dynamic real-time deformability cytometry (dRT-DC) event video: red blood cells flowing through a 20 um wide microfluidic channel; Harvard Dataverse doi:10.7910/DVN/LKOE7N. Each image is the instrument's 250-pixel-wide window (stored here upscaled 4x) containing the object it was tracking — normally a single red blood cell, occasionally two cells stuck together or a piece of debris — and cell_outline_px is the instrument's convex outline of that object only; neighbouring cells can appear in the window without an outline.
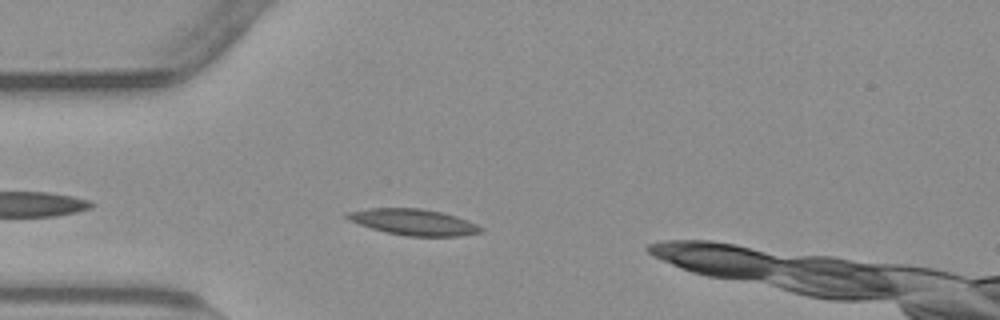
{"species": "common noctule bat (a hibernating species)", "species_latin": "Nyctalus noctula", "temperature_condition": "warm", "stored_images_in_passage": 45, "camera_frame_rate_fps": 3000, "um_per_image_px": 0.085, "animal": {"sex": "male", "body_mass_g": 23.1, "forearm_length_mm": 52.7}, "frame": {"image": 1, "passage_image": 4, "time_ms": 1.0, "image_size_px": [1000, 320], "cell_outline_px": [[484, 228], [480, 232], [456, 236], [404, 236], [372, 228], [360, 224], [344, 216], [344, 212], [368, 208], [420, 208], [440, 212], [456, 216], [468, 220]], "centroid_in_image_um": [35.14, 18.87], "position_along_channel_um": 49.9, "area_um2": 20.11}}
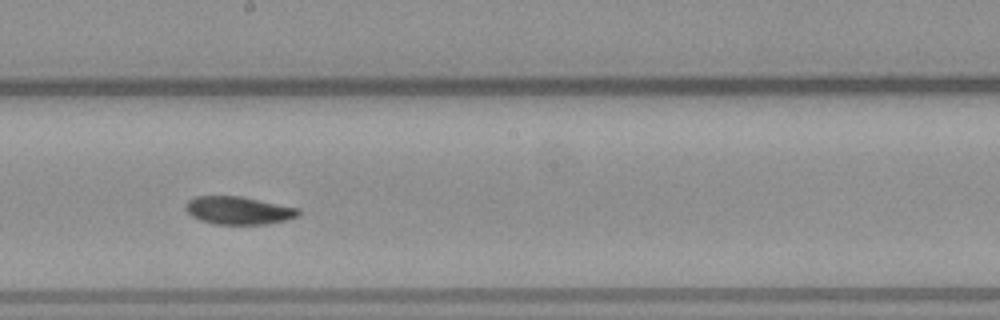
{"frame": {"image": 2, "passage_image": 19, "time_ms": 6.0, "image_size_px": [1000, 320], "cell_outline_px": [[300, 216], [288, 220], [268, 224], [212, 224], [200, 220], [192, 216], [184, 208], [184, 204], [188, 200], [196, 196], [240, 196], [300, 208]], "centroid_in_image_um": [20.29, 17.89], "position_along_channel_um": 227.9, "area_um2": 18.55}}
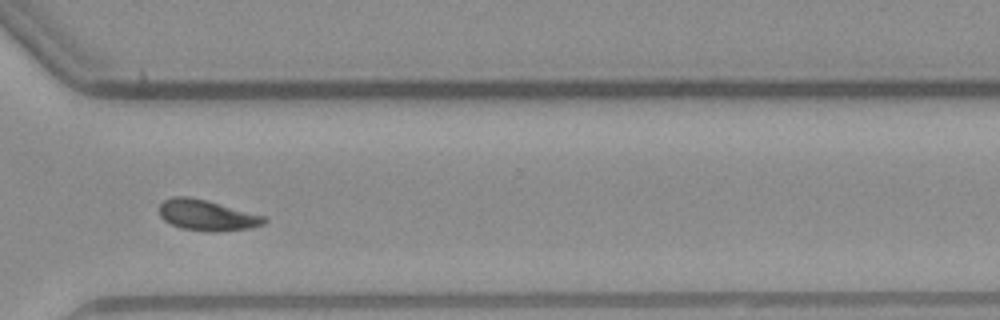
{"frame": {"image": 3, "passage_image": 29, "time_ms": 9.333, "image_size_px": [1000, 320], "cell_outline_px": [[268, 220], [264, 224], [248, 228], [212, 232], [208, 232], [180, 228], [164, 220], [160, 216], [160, 204], [164, 200], [172, 196], [188, 196], [268, 216]], "centroid_in_image_um": [17.61, 18.3], "position_along_channel_um": 353.0, "area_um2": 18.79}}